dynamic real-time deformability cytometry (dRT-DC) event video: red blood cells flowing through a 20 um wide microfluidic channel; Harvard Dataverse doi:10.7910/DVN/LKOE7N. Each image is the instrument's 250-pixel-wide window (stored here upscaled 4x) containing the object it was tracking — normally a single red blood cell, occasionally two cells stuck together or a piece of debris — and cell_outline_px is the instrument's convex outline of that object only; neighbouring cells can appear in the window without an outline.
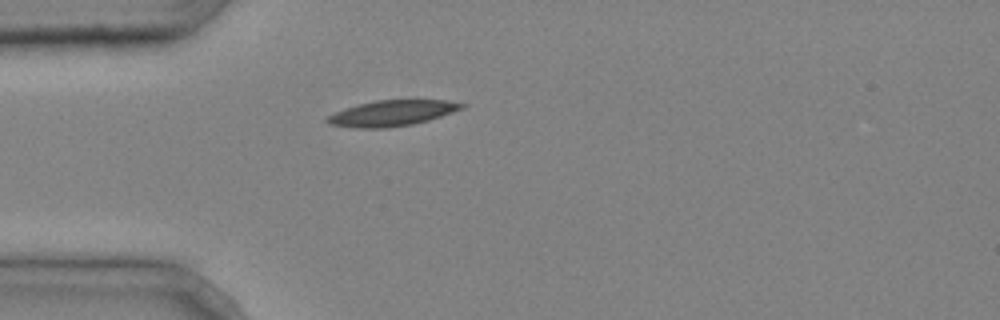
{"species": "common noctule bat (a hibernating species)", "species_latin": "Nyctalus noctula", "temperature_condition": "cold", "stored_images_in_passage": 1, "camera_frame_rate_fps": 3000, "um_per_image_px": 0.085, "animal": {"sex": "male", "body_mass_g": 20.4}, "frame": {"image": 1, "passage_image": 1, "time_ms": 0.0, "image_size_px": [1000, 320], "cell_outline_px": [[468, 104], [464, 108], [428, 120], [412, 124], [384, 128], [356, 128], [328, 124], [324, 120], [328, 116], [344, 108], [376, 100], [448, 100]], "centroid_in_image_um": [33.32, 9.61], "position_along_channel_um": 51.7, "area_um2": 20.06}}